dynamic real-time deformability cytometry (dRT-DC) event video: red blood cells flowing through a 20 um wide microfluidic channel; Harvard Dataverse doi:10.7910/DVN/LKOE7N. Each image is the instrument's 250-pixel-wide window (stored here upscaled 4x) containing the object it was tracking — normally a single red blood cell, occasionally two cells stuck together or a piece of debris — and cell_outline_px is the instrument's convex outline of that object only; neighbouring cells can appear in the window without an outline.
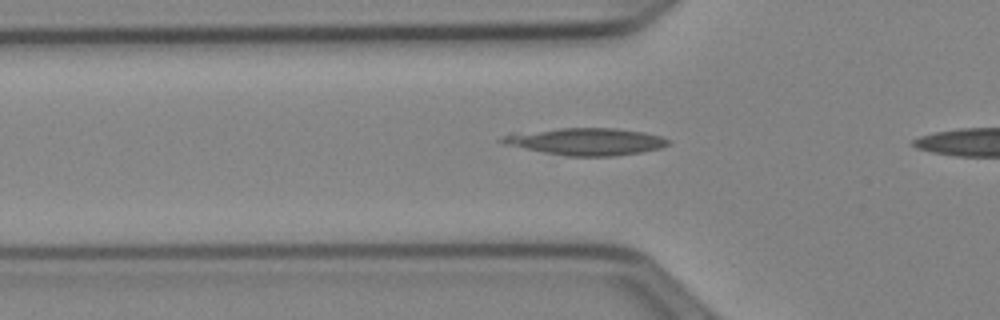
{"species": "Egyptian fruit bat (a non-hibernating species)", "species_latin": "Rousettus aegyptiacus", "temperature_condition": "cold", "stored_images_in_passage": 31, "camera_frame_rate_fps": 3000, "um_per_image_px": 0.085, "animal": {"sex": "female"}, "frame": {"image": 1, "passage_image": 6, "time_ms": 1.667, "image_size_px": [1000, 320], "cell_outline_px": [[668, 144], [660, 148], [640, 152], [612, 156], [564, 156], [504, 144], [496, 140], [512, 132], [560, 128], [616, 128], [644, 132], [660, 136], [668, 140]], "centroid_in_image_um": [49.74, 12.02], "position_along_channel_um": 76.1, "area_um2": 26.24}}
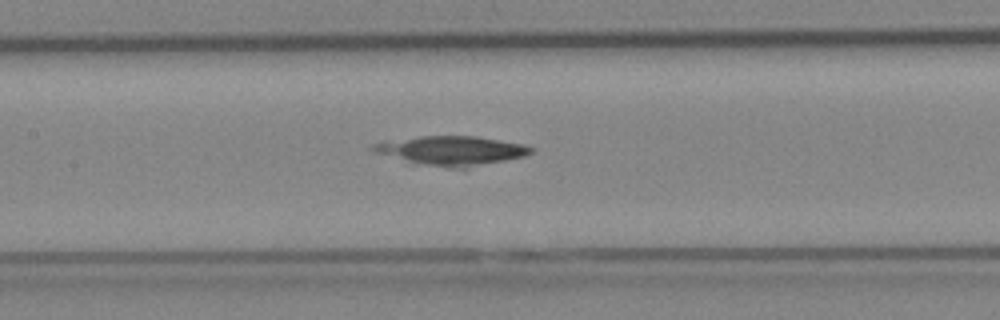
{"frame": {"image": 2, "passage_image": 13, "time_ms": 4.0, "image_size_px": [1000, 320], "cell_outline_px": [[536, 148], [532, 152], [524, 156], [468, 168], [448, 168], [416, 164], [376, 152], [368, 148], [372, 144], [384, 140], [420, 136], [476, 136], [524, 144]], "centroid_in_image_um": [38.36, 12.8], "position_along_channel_um": 169.0, "area_um2": 27.11}}
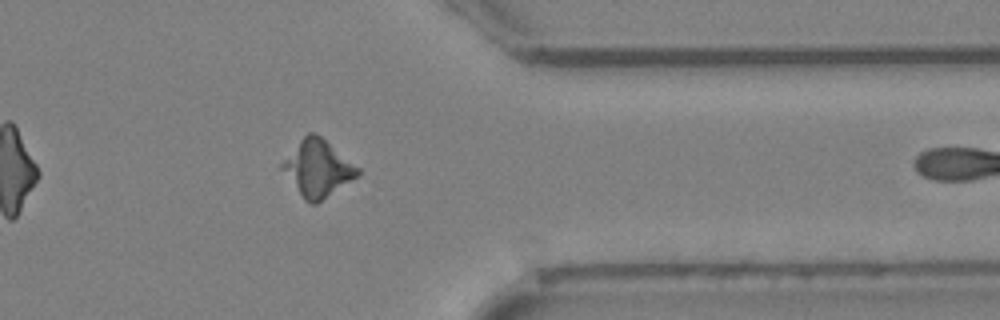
{"frame": {"image": 3, "passage_image": 30, "time_ms": 9.667, "image_size_px": [1000, 320], "cell_outline_px": [[360, 172], [356, 176], [316, 204], [312, 204], [304, 200], [280, 168], [280, 164], [300, 140], [308, 132], [312, 132], [320, 136], [360, 168]], "centroid_in_image_um": [26.97, 14.31], "position_along_channel_um": 384.4, "area_um2": 24.1}}